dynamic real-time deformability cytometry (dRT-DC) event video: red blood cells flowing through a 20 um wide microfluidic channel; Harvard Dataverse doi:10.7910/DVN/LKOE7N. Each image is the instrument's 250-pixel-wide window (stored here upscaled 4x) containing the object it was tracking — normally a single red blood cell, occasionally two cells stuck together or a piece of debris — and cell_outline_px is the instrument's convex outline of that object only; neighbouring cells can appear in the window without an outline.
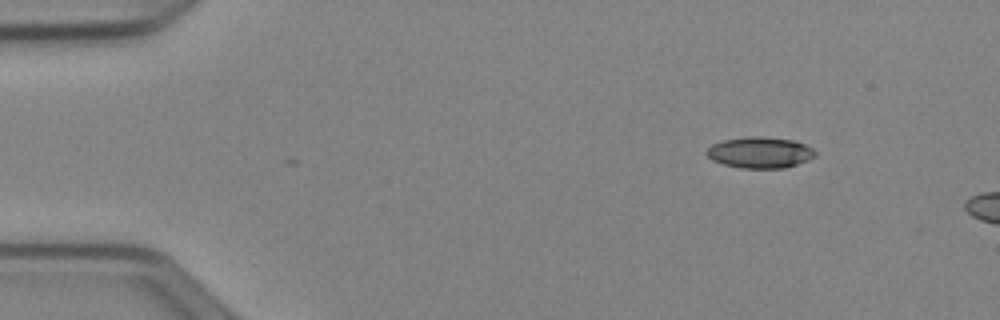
{"species": "Egyptian fruit bat (a non-hibernating species)", "species_latin": "Rousettus aegyptiacus", "temperature_condition": "cold", "stored_images_in_passage": 6, "camera_frame_rate_fps": 3000, "um_per_image_px": 0.085, "animal": {"sex": "female"}, "frame": {"image": 1, "passage_image": 1, "time_ms": 0.0, "image_size_px": [1000, 320], "cell_outline_px": [[816, 156], [808, 160], [784, 168], [740, 168], [724, 164], [712, 160], [704, 152], [712, 144], [720, 140], [748, 136], [764, 136], [796, 140], [812, 148], [816, 152]], "centroid_in_image_um": [64.58, 12.95], "position_along_channel_um": 20.4, "area_um2": 19.94}}